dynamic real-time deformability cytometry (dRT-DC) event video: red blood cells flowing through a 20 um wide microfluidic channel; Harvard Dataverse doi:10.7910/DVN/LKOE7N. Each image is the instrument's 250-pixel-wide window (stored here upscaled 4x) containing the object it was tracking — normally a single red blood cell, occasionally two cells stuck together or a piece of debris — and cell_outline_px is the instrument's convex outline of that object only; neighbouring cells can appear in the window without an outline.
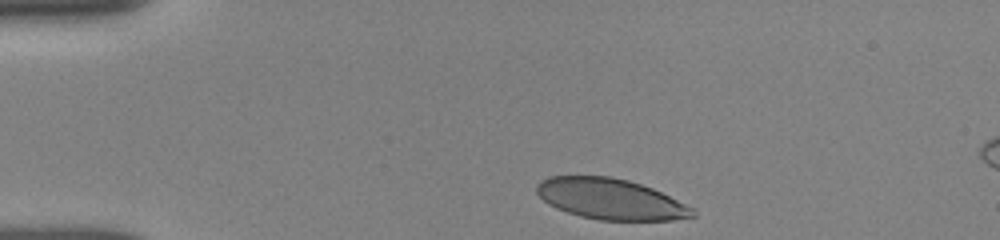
{"species": "human", "species_latin": "Homo sapiens", "temperature_condition": "room temperature", "stored_images_in_passage": 19, "camera_frame_rate_fps": 3000, "um_per_image_px": 0.085, "donor": {"sex": "female"}, "frame": {"image": 1, "passage_image": 1, "time_ms": 0.0, "image_size_px": [1000, 240], "cell_outline_px": [[696, 216], [672, 220], [600, 220], [580, 216], [556, 208], [548, 204], [536, 192], [536, 184], [540, 180], [548, 176], [612, 176], [628, 180], [652, 188], [696, 208]], "centroid_in_image_um": [51.91, 16.91], "position_along_channel_um": 33.1, "area_um2": 37.22}}
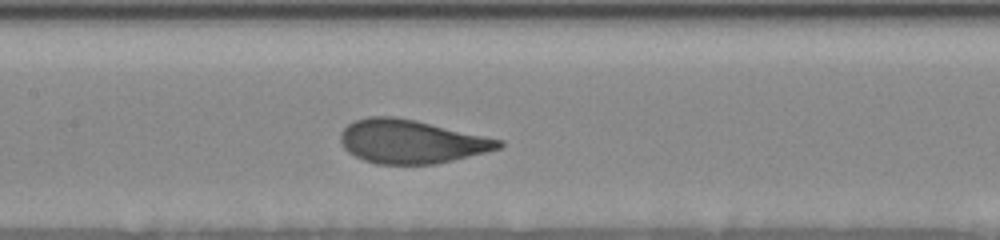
{"frame": {"image": 2, "passage_image": 12, "time_ms": 5.0, "image_size_px": [1000, 240], "cell_outline_px": [[504, 144], [500, 148], [436, 164], [376, 164], [364, 160], [348, 152], [344, 148], [340, 140], [340, 132], [348, 124], [356, 120], [368, 116], [392, 116], [416, 120], [504, 140]], "centroid_in_image_um": [34.94, 12.02], "position_along_channel_um": 172.5, "area_um2": 40.11}}
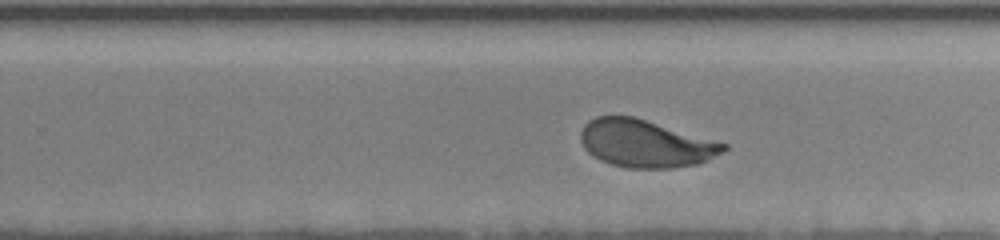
{"frame": {"image": 3, "passage_image": 17, "time_ms": 7.667, "image_size_px": [1000, 240], "cell_outline_px": [[728, 148], [724, 152], [700, 164], [672, 168], [628, 168], [612, 164], [600, 160], [588, 152], [584, 148], [580, 140], [580, 132], [584, 124], [588, 120], [596, 116], [636, 116], [728, 144]], "centroid_in_image_um": [54.88, 12.19], "position_along_channel_um": 274.9, "area_um2": 40.0}}